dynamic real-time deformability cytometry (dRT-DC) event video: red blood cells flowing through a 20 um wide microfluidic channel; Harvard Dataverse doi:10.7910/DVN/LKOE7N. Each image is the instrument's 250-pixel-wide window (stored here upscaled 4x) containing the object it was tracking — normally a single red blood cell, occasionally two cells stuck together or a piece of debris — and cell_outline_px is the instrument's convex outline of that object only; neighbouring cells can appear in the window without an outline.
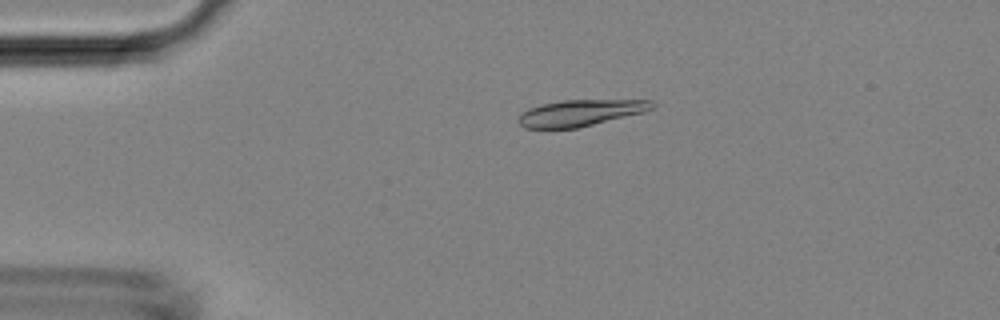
{"species": "Egyptian fruit bat (a non-hibernating species)", "species_latin": "Rousettus aegyptiacus", "temperature_condition": "room temperature", "stored_images_in_passage": 45, "camera_frame_rate_fps": 3000, "um_per_image_px": 0.085, "animal": {"sex": "female"}, "frame": {"image": 1, "passage_image": 9, "time_ms": 2.667, "image_size_px": [1000, 320], "cell_outline_px": [[656, 104], [652, 108], [644, 112], [576, 128], [524, 128], [516, 120], [528, 108], [540, 104], [560, 100], [652, 100]], "centroid_in_image_um": [49.32, 9.58], "position_along_channel_um": 35.7, "area_um2": 20.4}}
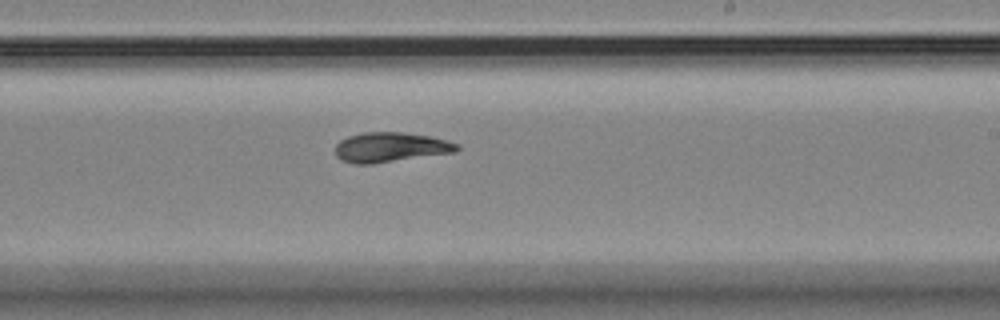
{"frame": {"image": 2, "passage_image": 27, "time_ms": 8.667, "image_size_px": [1000, 320], "cell_outline_px": [[460, 148], [456, 152], [372, 164], [352, 164], [340, 160], [336, 156], [336, 144], [340, 140], [348, 136], [364, 132], [404, 132], [432, 136], [448, 140], [460, 144]], "centroid_in_image_um": [33.21, 12.51], "position_along_channel_um": 255.8, "area_um2": 21.44}}
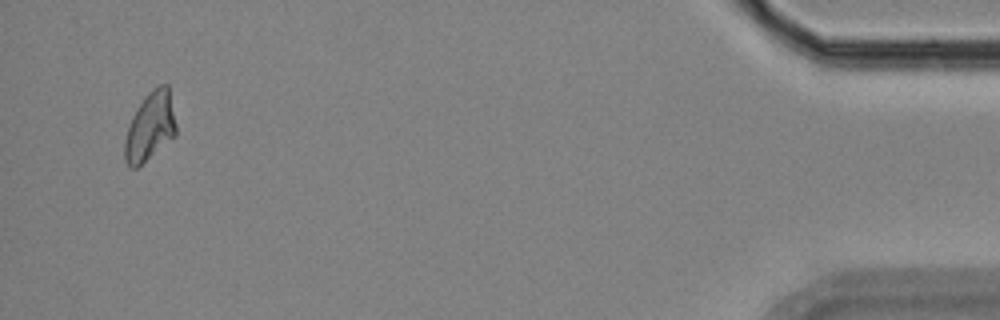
{"frame": {"image": 3, "passage_image": 44, "time_ms": 14.333, "image_size_px": [1000, 320], "cell_outline_px": [[176, 136], [136, 168], [128, 168], [124, 160], [124, 140], [132, 116], [144, 96], [152, 88], [160, 84], [168, 84], [176, 124]], "centroid_in_image_um": [12.75, 10.76], "position_along_channel_um": 422.5, "area_um2": 20.63}}